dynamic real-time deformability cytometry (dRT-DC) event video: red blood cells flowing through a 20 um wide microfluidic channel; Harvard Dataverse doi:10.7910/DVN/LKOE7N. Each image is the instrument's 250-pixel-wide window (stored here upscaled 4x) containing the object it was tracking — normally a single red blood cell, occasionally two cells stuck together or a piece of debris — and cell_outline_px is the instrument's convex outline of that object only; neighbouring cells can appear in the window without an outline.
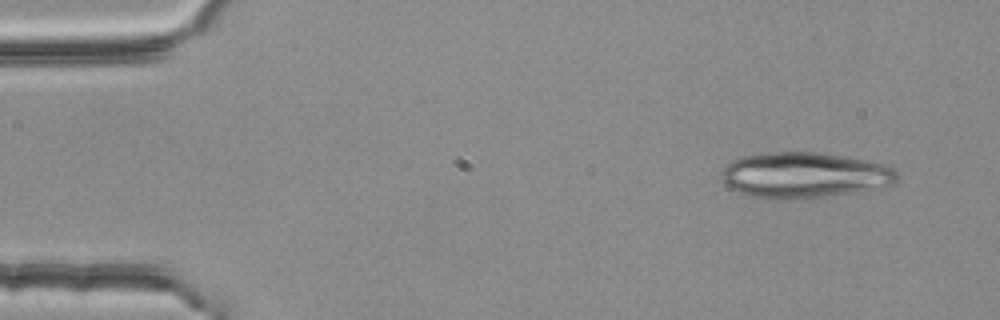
{"species": "common noctule bat (a hibernating species)", "species_latin": "Nyctalus noctula", "temperature_condition": "room temperature", "stored_images_in_passage": 4, "camera_frame_rate_fps": 3000, "um_per_image_px": 0.085, "animal": {"sex": "female", "body_mass_g": 25.1}, "frame": {"image": 1, "passage_image": 1, "time_ms": 0.0, "image_size_px": [1000, 320], "cell_outline_px": [[896, 180], [892, 184], [880, 188], [856, 192], [824, 196], [776, 200], [752, 196], [728, 188], [720, 180], [720, 172], [732, 160], [740, 156], [776, 152], [816, 152], [844, 156], [868, 160], [884, 164], [892, 168], [896, 172]], "centroid_in_image_um": [68.32, 14.88], "position_along_channel_um": 16.7, "area_um2": 46.82}}